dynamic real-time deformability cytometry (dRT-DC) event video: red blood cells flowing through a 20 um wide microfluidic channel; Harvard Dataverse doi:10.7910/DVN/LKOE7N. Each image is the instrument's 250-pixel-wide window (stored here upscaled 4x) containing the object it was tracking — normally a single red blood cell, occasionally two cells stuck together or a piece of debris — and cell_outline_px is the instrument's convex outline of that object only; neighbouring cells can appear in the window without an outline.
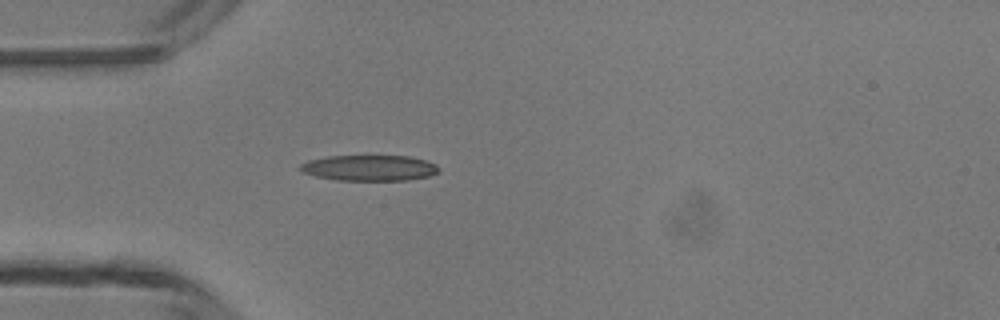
{"species": "common noctule bat (a hibernating species)", "species_latin": "Nyctalus noctula", "temperature_condition": "room temperature", "stored_images_in_passage": 3, "camera_frame_rate_fps": 3000, "um_per_image_px": 0.085, "animal": {"sex": "male", "body_mass_g": 13.3}, "frame": {"image": 1, "passage_image": 3, "time_ms": 3.333, "image_size_px": [1000, 320], "cell_outline_px": [[440, 172], [428, 176], [408, 180], [336, 180], [316, 176], [304, 172], [300, 168], [300, 164], [308, 160], [328, 156], [408, 156], [428, 160], [436, 164], [440, 168]], "centroid_in_image_um": [31.45, 14.27], "position_along_channel_um": 53.6, "area_um2": 20.81}}